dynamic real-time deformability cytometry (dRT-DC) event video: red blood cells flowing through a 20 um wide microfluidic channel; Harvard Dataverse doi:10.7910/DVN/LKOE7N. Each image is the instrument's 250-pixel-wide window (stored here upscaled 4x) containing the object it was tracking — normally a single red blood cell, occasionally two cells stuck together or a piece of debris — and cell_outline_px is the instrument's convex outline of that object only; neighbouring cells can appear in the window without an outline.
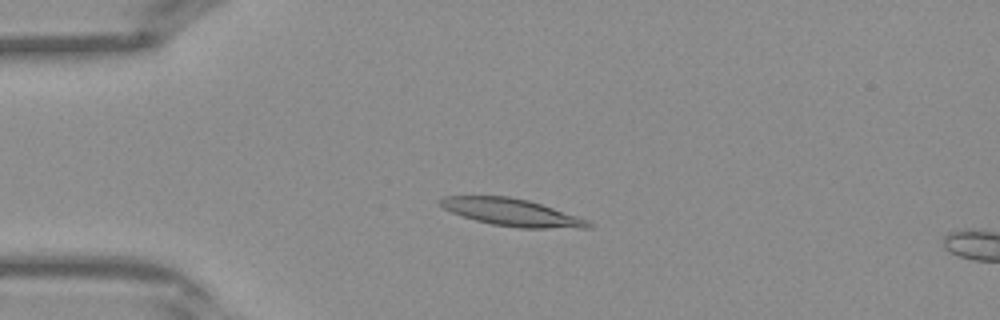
{"species": "Egyptian fruit bat (a non-hibernating species)", "species_latin": "Rousettus aegyptiacus", "temperature_condition": "warm", "stored_images_in_passage": 13, "camera_frame_rate_fps": 3000, "um_per_image_px": 0.085, "frame": {"image": 1, "passage_image": 10, "time_ms": 3.0, "image_size_px": [1000, 320], "cell_outline_px": [[592, 228], [520, 228], [492, 224], [476, 220], [452, 212], [444, 208], [436, 200], [444, 196], [508, 196], [528, 200], [588, 220], [592, 224]], "centroid_in_image_um": [43.49, 18.05], "position_along_channel_um": 41.5, "area_um2": 23.24}}